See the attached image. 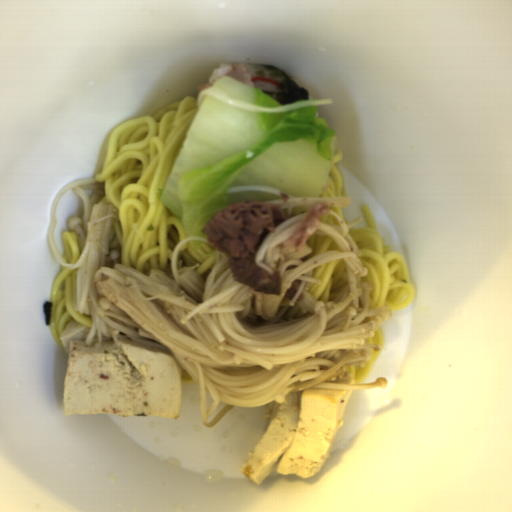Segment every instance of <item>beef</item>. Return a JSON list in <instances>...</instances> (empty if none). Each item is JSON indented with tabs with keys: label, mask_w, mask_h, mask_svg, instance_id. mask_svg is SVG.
Here are the masks:
<instances>
[{
	"label": "beef",
	"mask_w": 512,
	"mask_h": 512,
	"mask_svg": "<svg viewBox=\"0 0 512 512\" xmlns=\"http://www.w3.org/2000/svg\"><path fill=\"white\" fill-rule=\"evenodd\" d=\"M292 217L294 214L287 215L270 200L244 199L216 212L203 233L211 248L226 253L234 281L252 291L277 296L281 295L279 270L268 273L256 265L255 258L265 238Z\"/></svg>",
	"instance_id": "beef-1"
},
{
	"label": "beef",
	"mask_w": 512,
	"mask_h": 512,
	"mask_svg": "<svg viewBox=\"0 0 512 512\" xmlns=\"http://www.w3.org/2000/svg\"><path fill=\"white\" fill-rule=\"evenodd\" d=\"M332 208L328 202L316 201L307 211L303 222L292 232V234L280 243V247L301 251L309 238L316 231L323 217L330 214Z\"/></svg>",
	"instance_id": "beef-2"
},
{
	"label": "beef",
	"mask_w": 512,
	"mask_h": 512,
	"mask_svg": "<svg viewBox=\"0 0 512 512\" xmlns=\"http://www.w3.org/2000/svg\"><path fill=\"white\" fill-rule=\"evenodd\" d=\"M222 77L236 79L250 88L257 90L246 66L239 63H222L213 68L209 75L208 83L199 85L198 93L206 88H213L212 86Z\"/></svg>",
	"instance_id": "beef-3"
},
{
	"label": "beef",
	"mask_w": 512,
	"mask_h": 512,
	"mask_svg": "<svg viewBox=\"0 0 512 512\" xmlns=\"http://www.w3.org/2000/svg\"><path fill=\"white\" fill-rule=\"evenodd\" d=\"M301 283V279H295L294 281H292L290 284V289L286 290L284 297L287 298L288 300H292L293 298H295Z\"/></svg>",
	"instance_id": "beef-4"
},
{
	"label": "beef",
	"mask_w": 512,
	"mask_h": 512,
	"mask_svg": "<svg viewBox=\"0 0 512 512\" xmlns=\"http://www.w3.org/2000/svg\"><path fill=\"white\" fill-rule=\"evenodd\" d=\"M278 197H279L278 199L280 201H282L284 204L287 203L290 200V198H291V196L289 194H287L285 191L284 192H280L278 194Z\"/></svg>",
	"instance_id": "beef-5"
},
{
	"label": "beef",
	"mask_w": 512,
	"mask_h": 512,
	"mask_svg": "<svg viewBox=\"0 0 512 512\" xmlns=\"http://www.w3.org/2000/svg\"><path fill=\"white\" fill-rule=\"evenodd\" d=\"M303 299H304V295H303V293H300V294L298 295V297H297V299H296V301H295V302L299 303V302H300V301H302Z\"/></svg>",
	"instance_id": "beef-6"
}]
</instances>
